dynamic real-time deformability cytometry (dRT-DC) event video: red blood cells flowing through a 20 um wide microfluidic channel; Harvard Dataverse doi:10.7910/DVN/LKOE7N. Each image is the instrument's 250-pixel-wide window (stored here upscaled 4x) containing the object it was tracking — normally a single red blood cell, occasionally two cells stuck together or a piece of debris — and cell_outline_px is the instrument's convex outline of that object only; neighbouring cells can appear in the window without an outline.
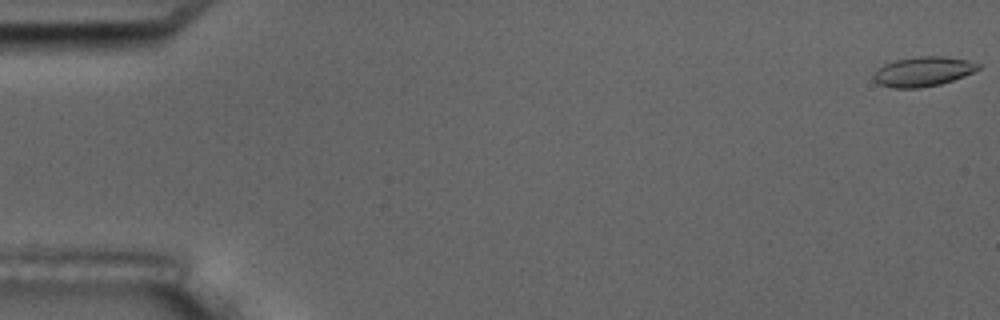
{"species": "common noctule bat (a hibernating species)", "species_latin": "Nyctalus noctula", "temperature_condition": "room temperature", "stored_images_in_passage": 5, "camera_frame_rate_fps": 3000, "um_per_image_px": 0.085, "animal": {"sex": "male", "body_mass_g": 17.5, "forearm_length_mm": 52.3}, "frame": {"image": 1, "passage_image": 1, "time_ms": 0.0, "image_size_px": [1000, 320], "cell_outline_px": [[980, 68], [964, 76], [940, 84], [920, 88], [892, 88], [880, 84], [872, 76], [884, 64], [896, 60], [920, 56], [944, 56], [968, 60], [980, 64]], "centroid_in_image_um": [78.48, 6.08], "position_along_channel_um": 6.5, "area_um2": 17.86}}